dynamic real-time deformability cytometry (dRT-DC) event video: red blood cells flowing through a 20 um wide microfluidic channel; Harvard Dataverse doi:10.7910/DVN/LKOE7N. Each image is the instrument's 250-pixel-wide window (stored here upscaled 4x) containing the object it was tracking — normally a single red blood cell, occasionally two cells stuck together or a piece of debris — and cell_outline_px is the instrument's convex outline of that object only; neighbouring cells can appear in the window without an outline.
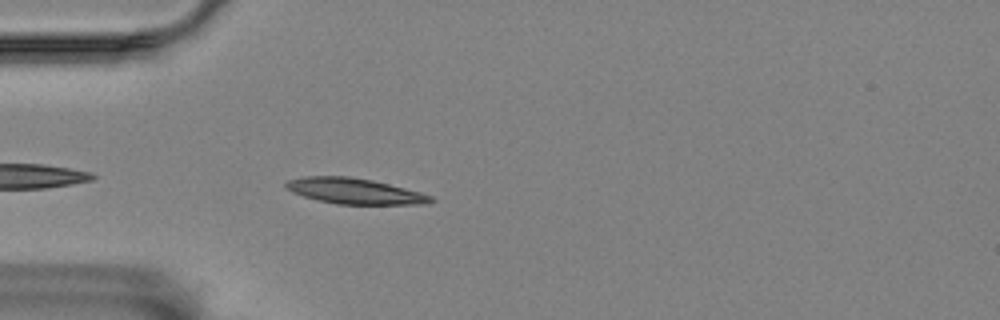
{"species": "Egyptian fruit bat (a non-hibernating species)", "species_latin": "Rousettus aegyptiacus", "temperature_condition": "room temperature", "stored_images_in_passage": 5, "camera_frame_rate_fps": 3000, "um_per_image_px": 0.085, "animal": {"sex": "female"}, "frame": {"image": 1, "passage_image": 5, "time_ms": 4.667, "image_size_px": [1000, 320], "cell_outline_px": [[436, 200], [428, 204], [336, 204], [316, 200], [292, 192], [284, 188], [284, 184], [288, 180], [304, 176], [348, 176], [372, 180], [420, 192], [432, 196]], "centroid_in_image_um": [30.12, 16.24], "position_along_channel_um": 54.9, "area_um2": 21.73}}